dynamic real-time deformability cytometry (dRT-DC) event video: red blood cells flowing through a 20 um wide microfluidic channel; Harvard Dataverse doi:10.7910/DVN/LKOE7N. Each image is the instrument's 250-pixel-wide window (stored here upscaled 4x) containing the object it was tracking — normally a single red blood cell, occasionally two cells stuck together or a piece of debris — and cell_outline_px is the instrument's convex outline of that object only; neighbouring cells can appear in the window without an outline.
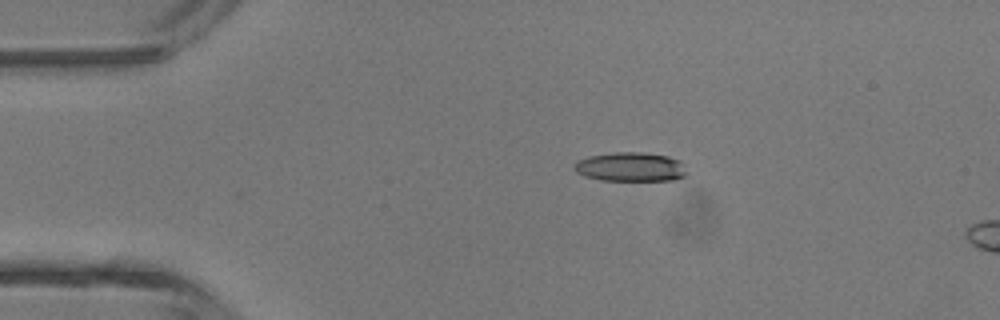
{"species": "common noctule bat (a hibernating species)", "species_latin": "Nyctalus noctula", "temperature_condition": "room temperature", "stored_images_in_passage": 4, "camera_frame_rate_fps": 3000, "um_per_image_px": 0.085, "animal": {"sex": "male", "body_mass_g": 13.3}, "frame": {"image": 1, "passage_image": 2, "time_ms": 1.333, "image_size_px": [1000, 320], "cell_outline_px": [[684, 176], [672, 180], [600, 180], [584, 176], [576, 172], [572, 168], [572, 164], [576, 160], [588, 156], [612, 152], [644, 152], [668, 156], [680, 160], [684, 172]], "centroid_in_image_um": [53.5, 14.17], "position_along_channel_um": 31.5, "area_um2": 19.19}}